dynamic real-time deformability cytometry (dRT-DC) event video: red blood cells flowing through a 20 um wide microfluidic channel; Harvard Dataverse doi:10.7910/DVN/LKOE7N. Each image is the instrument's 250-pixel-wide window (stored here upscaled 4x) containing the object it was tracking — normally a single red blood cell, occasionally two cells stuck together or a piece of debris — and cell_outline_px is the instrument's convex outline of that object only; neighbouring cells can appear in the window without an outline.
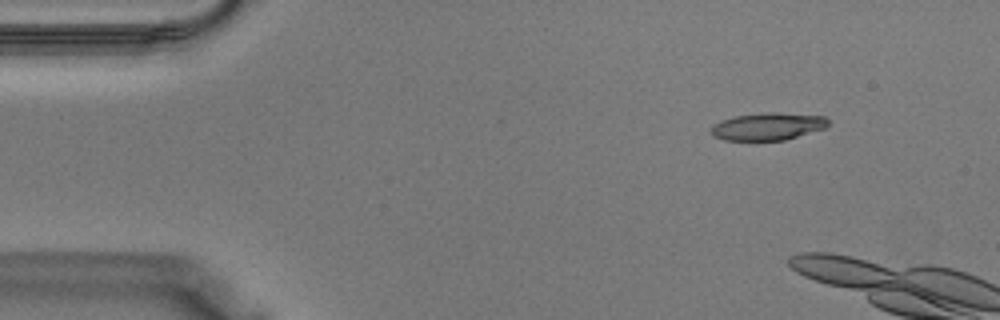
{"species": "Egyptian fruit bat (a non-hibernating species)", "species_latin": "Rousettus aegyptiacus", "temperature_condition": "warm", "stored_images_in_passage": 8, "camera_frame_rate_fps": 3000, "um_per_image_px": 0.085, "animal": {"sex": "male"}, "frame": {"image": 1, "passage_image": 5, "time_ms": 1.333, "image_size_px": [1000, 320], "cell_outline_px": [[828, 124], [824, 128], [784, 140], [724, 140], [712, 136], [708, 132], [712, 124], [720, 120], [732, 116], [768, 112], [772, 112], [824, 116], [828, 120]], "centroid_in_image_um": [65.16, 10.74], "position_along_channel_um": 19.8, "area_um2": 18.79}}